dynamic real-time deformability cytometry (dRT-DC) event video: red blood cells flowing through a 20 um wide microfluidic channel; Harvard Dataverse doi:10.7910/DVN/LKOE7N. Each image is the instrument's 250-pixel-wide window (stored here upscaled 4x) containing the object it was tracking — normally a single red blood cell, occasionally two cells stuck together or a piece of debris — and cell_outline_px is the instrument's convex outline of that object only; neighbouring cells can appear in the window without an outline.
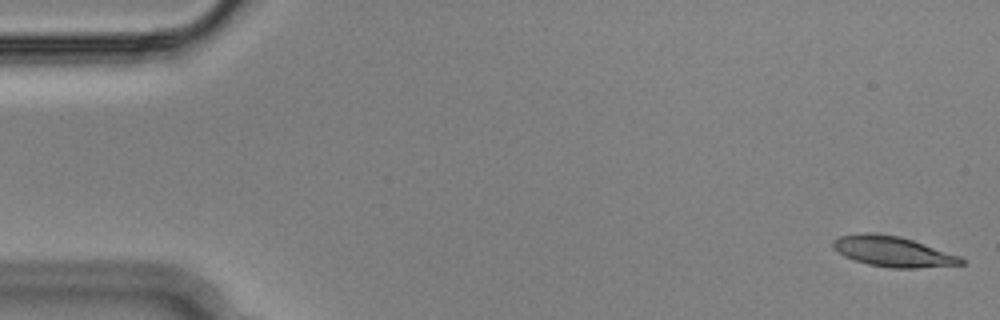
{"species": "Egyptian fruit bat (a non-hibernating species)", "species_latin": "Rousettus aegyptiacus", "temperature_condition": "cold", "stored_images_in_passage": 16, "camera_frame_rate_fps": 3000, "um_per_image_px": 0.085, "animal": {"sex": "male"}, "frame": {"image": 1, "passage_image": 1, "time_ms": 0.0, "image_size_px": [1000, 320], "cell_outline_px": [[964, 264], [916, 268], [892, 268], [868, 264], [844, 256], [832, 248], [832, 240], [840, 236], [864, 232], [872, 232], [900, 236], [960, 256], [964, 260]], "centroid_in_image_um": [75.86, 21.37], "position_along_channel_um": 9.1, "area_um2": 22.6}}
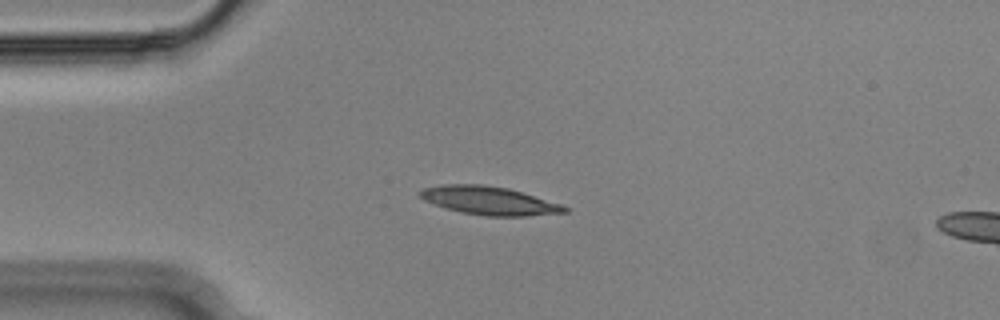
{"frame": {"image": 2, "passage_image": 13, "time_ms": 4.0, "image_size_px": [1000, 320], "cell_outline_px": [[568, 212], [528, 216], [484, 216], [460, 212], [444, 208], [424, 200], [416, 192], [424, 188], [440, 184], [484, 184], [508, 188], [564, 204], [568, 208]], "centroid_in_image_um": [41.58, 17.05], "position_along_channel_um": 43.4, "area_um2": 24.22}}